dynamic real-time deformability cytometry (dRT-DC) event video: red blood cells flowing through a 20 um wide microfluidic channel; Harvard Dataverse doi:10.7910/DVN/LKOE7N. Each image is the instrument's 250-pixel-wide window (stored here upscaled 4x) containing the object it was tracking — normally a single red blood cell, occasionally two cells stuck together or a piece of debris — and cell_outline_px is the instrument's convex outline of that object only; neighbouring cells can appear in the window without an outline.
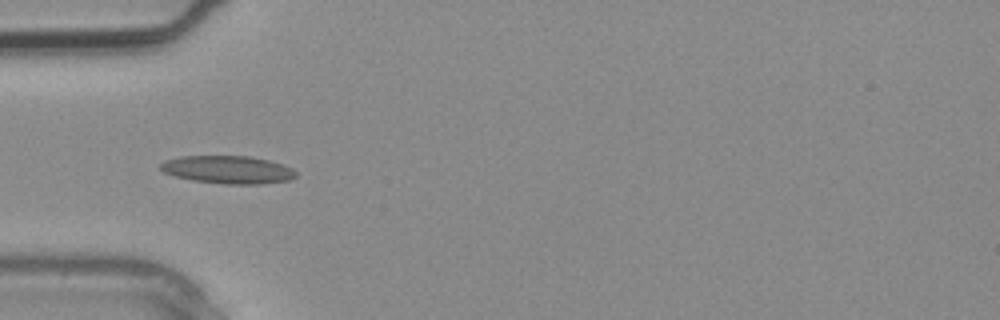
{"species": "common noctule bat (a hibernating species)", "species_latin": "Nyctalus noctula", "temperature_condition": "warm", "stored_images_in_passage": 2, "camera_frame_rate_fps": 3000, "um_per_image_px": 0.085, "animal": {"sex": "male", "body_mass_g": 20.4}, "frame": {"image": 1, "passage_image": 2, "time_ms": 0.333, "image_size_px": [1000, 320], "cell_outline_px": [[296, 176], [288, 180], [260, 184], [224, 184], [192, 180], [176, 176], [164, 172], [160, 168], [160, 164], [164, 160], [180, 156], [248, 156], [268, 160], [284, 164], [292, 168], [296, 172]], "centroid_in_image_um": [19.37, 14.42], "position_along_channel_um": 65.6, "area_um2": 21.96}}